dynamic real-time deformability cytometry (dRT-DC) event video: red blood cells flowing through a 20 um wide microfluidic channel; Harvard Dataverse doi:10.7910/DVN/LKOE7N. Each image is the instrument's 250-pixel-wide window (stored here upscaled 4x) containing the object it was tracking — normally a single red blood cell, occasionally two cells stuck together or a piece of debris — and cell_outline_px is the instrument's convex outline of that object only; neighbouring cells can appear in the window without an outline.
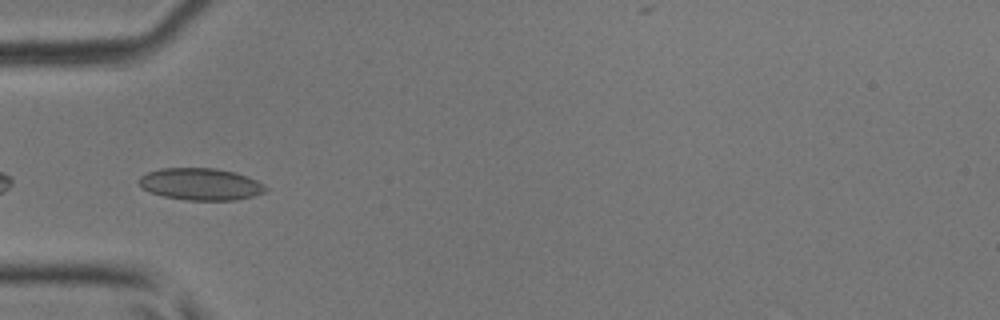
{"species": "common noctule bat (a hibernating species)", "species_latin": "Nyctalus noctula", "temperature_condition": "room temperature", "stored_images_in_passage": 45, "camera_frame_rate_fps": 3000, "um_per_image_px": 0.085, "animal": {"sex": "male", "body_mass_g": 17.9, "forearm_length_mm": 54.2}, "frame": {"image": 1, "passage_image": 14, "time_ms": 4.333, "image_size_px": [1000, 320], "cell_outline_px": [[268, 188], [264, 192], [252, 196], [236, 200], [188, 200], [164, 196], [140, 188], [136, 180], [140, 176], [148, 172], [160, 168], [216, 168], [236, 172], [248, 176], [264, 184]], "centroid_in_image_um": [17.04, 15.64], "position_along_channel_um": 68.0, "area_um2": 23.76}}
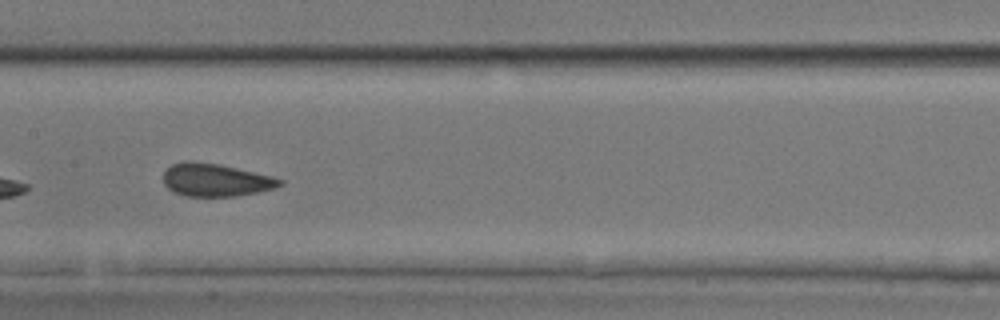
{"frame": {"image": 2, "passage_image": 22, "time_ms": 7.0, "image_size_px": [1000, 320], "cell_outline_px": [[284, 184], [276, 188], [236, 196], [188, 196], [176, 192], [168, 188], [164, 184], [164, 172], [172, 164], [184, 160], [188, 160], [220, 164], [272, 176], [284, 180]], "centroid_in_image_um": [18.35, 15.28], "position_along_channel_um": 189.0, "area_um2": 22.25}}
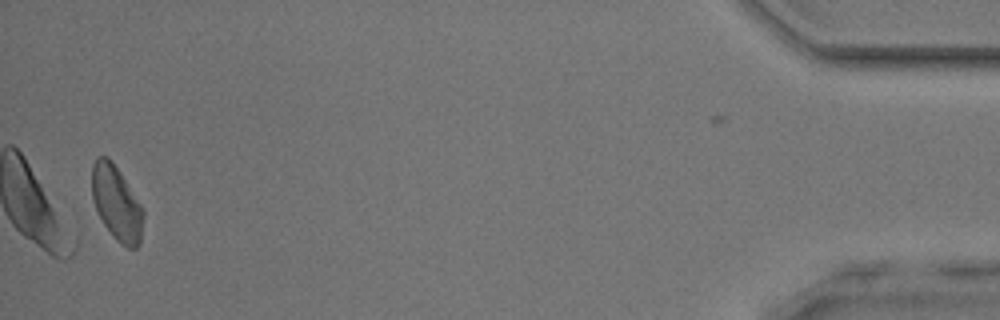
{"frame": {"image": 3, "passage_image": 43, "time_ms": 14.0, "image_size_px": [1000, 320], "cell_outline_px": [[144, 216], [140, 244], [136, 248], [128, 248], [120, 244], [112, 236], [104, 224], [92, 200], [92, 164], [96, 156], [108, 156], [112, 160], [140, 204], [144, 212]], "centroid_in_image_um": [9.9, 17.27], "position_along_channel_um": 425.3, "area_um2": 22.31}}